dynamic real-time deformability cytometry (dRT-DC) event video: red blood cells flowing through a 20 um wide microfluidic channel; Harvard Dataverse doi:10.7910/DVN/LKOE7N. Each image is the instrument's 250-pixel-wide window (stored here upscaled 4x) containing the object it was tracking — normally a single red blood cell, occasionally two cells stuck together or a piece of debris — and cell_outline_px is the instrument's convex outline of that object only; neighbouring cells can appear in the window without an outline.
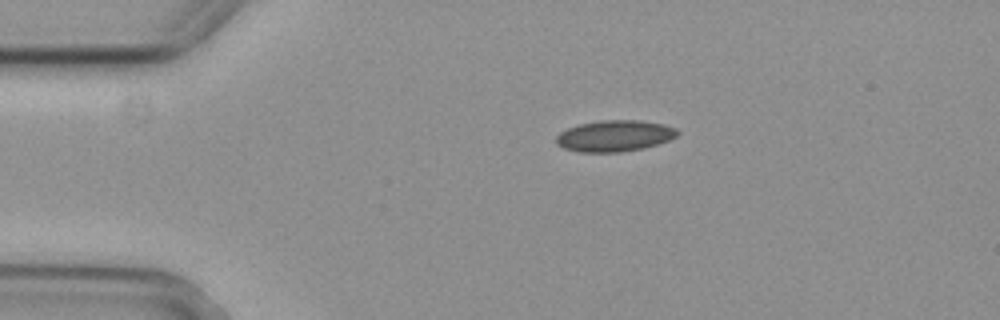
{"species": "common noctule bat (a hibernating species)", "species_latin": "Nyctalus noctula", "temperature_condition": "cold", "stored_images_in_passage": 4, "camera_frame_rate_fps": 3000, "um_per_image_px": 0.085, "animal": {"sex": "female", "body_mass_g": 29.2, "forearm_length_mm": 56.3}, "frame": {"image": 1, "passage_image": 1, "time_ms": 0.0, "image_size_px": [1000, 320], "cell_outline_px": [[680, 132], [676, 136], [668, 140], [644, 148], [620, 152], [580, 152], [564, 148], [556, 144], [556, 136], [560, 132], [568, 128], [580, 124], [600, 120], [640, 120], [664, 124], [676, 128]], "centroid_in_image_um": [52.24, 11.54], "position_along_channel_um": 32.8, "area_um2": 22.08}}
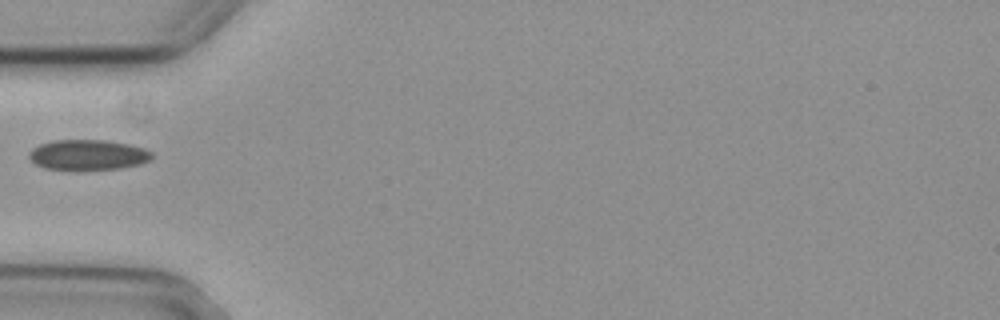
{"frame": {"image": 2, "passage_image": 3, "time_ms": 0.667, "image_size_px": [1000, 320], "cell_outline_px": [[152, 156], [148, 160], [140, 164], [120, 168], [44, 168], [36, 164], [28, 156], [28, 152], [32, 148], [40, 144], [52, 140], [104, 140], [128, 144], [144, 148], [152, 152]], "centroid_in_image_um": [7.46, 13.13], "position_along_channel_um": 77.5, "area_um2": 21.15}}
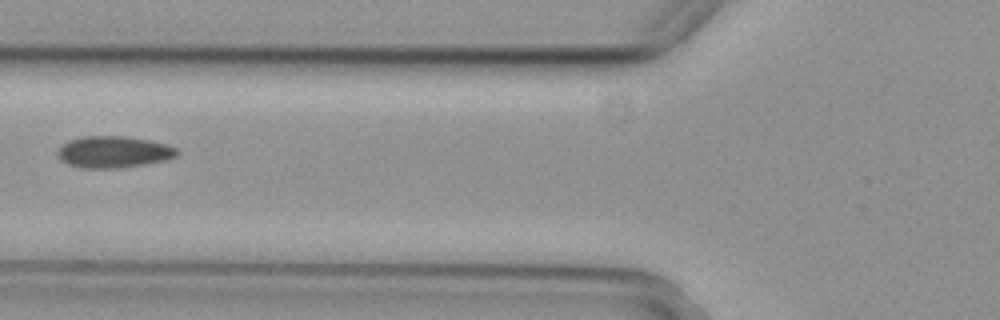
{"frame": {"image": 3, "passage_image": 4, "time_ms": 1.0, "image_size_px": [1000, 320], "cell_outline_px": [[180, 152], [176, 156], [164, 160], [144, 164], [120, 168], [80, 168], [68, 164], [56, 152], [68, 140], [84, 136], [124, 136], [148, 140], [168, 144], [176, 148]], "centroid_in_image_um": [9.68, 12.91], "position_along_channel_um": 116.1, "area_um2": 21.85}}